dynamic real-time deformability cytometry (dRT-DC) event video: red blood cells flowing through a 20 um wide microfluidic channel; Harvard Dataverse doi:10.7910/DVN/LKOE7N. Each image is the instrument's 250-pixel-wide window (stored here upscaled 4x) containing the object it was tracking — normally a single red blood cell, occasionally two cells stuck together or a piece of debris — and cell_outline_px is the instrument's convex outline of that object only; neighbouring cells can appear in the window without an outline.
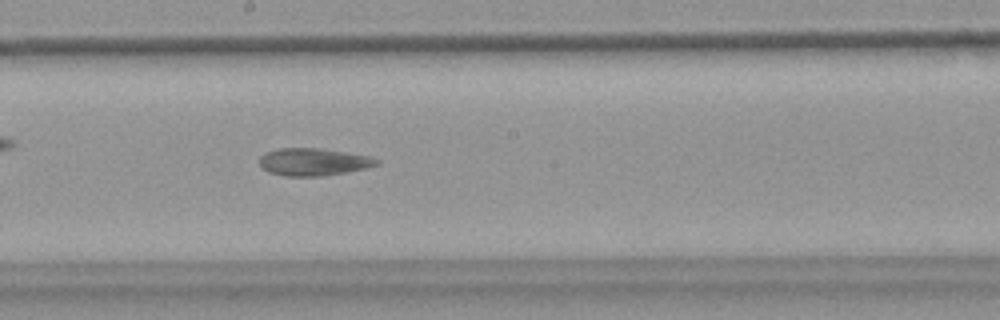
{"species": "common noctule bat (a hibernating species)", "species_latin": "Nyctalus noctula", "temperature_condition": "warm", "stored_images_in_passage": 44, "camera_frame_rate_fps": 3000, "um_per_image_px": 0.085, "animal": {"sex": "female", "body_mass_g": 18.4}, "frame": {"image": 1, "passage_image": 25, "time_ms": 8.0, "image_size_px": [1000, 320], "cell_outline_px": [[380, 164], [364, 168], [344, 172], [320, 176], [284, 176], [268, 172], [260, 164], [260, 156], [268, 152], [280, 148], [320, 148], [368, 156], [380, 160]], "centroid_in_image_um": [26.63, 13.76], "position_along_channel_um": 221.6, "area_um2": 18.44}, "authors_computed_cell_mechanics": {"area_um2": 18.6405, "velocity_mm_per_s": 3.694, "shape_relaxation_time_tau1_ms": null, "shape_relaxation_time_tau2_ms": 2.8991, "deformation_change_tau1": null, "deformation_change_tau2": 0.0762}}